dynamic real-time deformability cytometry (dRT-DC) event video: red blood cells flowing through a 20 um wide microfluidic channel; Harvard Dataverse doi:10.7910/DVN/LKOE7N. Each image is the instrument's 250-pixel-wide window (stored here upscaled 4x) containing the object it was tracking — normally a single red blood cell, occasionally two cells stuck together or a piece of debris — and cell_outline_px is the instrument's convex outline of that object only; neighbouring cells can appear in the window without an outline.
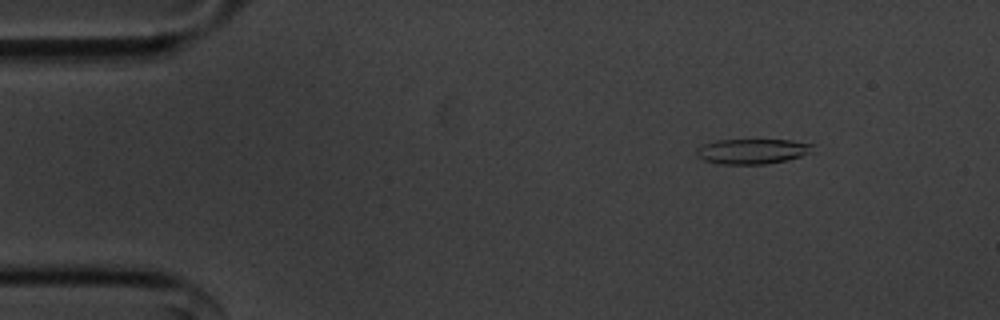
{"species": "common noctule bat (a hibernating species)", "species_latin": "Nyctalus noctula", "temperature_condition": "cold", "stored_images_in_passage": 55, "camera_frame_rate_fps": 3000, "um_per_image_px": 0.085, "animal": {"sex": "male", "body_mass_g": 20.1, "forearm_length_mm": 53.5}, "frame": {"image": 1, "passage_image": 7, "time_ms": 2.0, "image_size_px": [1000, 320], "cell_outline_px": [[816, 144], [812, 152], [788, 160], [764, 164], [720, 164], [704, 160], [696, 156], [696, 148], [704, 144], [716, 140], [792, 140]], "centroid_in_image_um": [63.97, 12.86], "position_along_channel_um": 21.0, "area_um2": 17.17}}
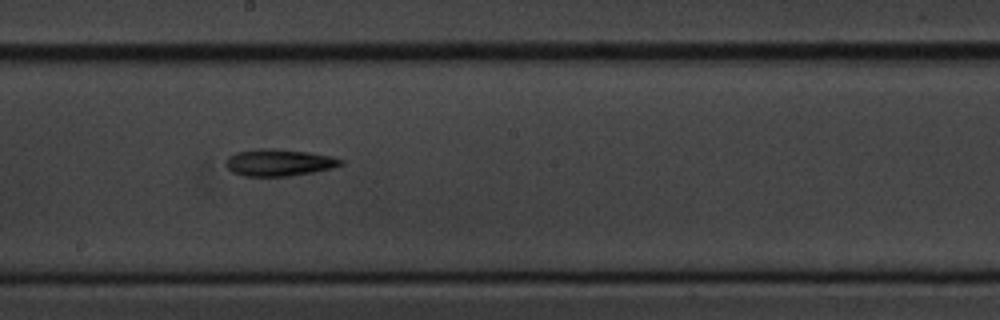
{"frame": {"image": 2, "passage_image": 30, "time_ms": 9.667, "image_size_px": [1000, 320], "cell_outline_px": [[344, 164], [332, 168], [312, 172], [288, 176], [244, 176], [232, 172], [224, 164], [228, 156], [236, 152], [256, 148], [268, 148], [308, 152], [332, 156], [344, 160]], "centroid_in_image_um": [23.69, 13.81], "position_along_channel_um": 224.5, "area_um2": 18.09}}
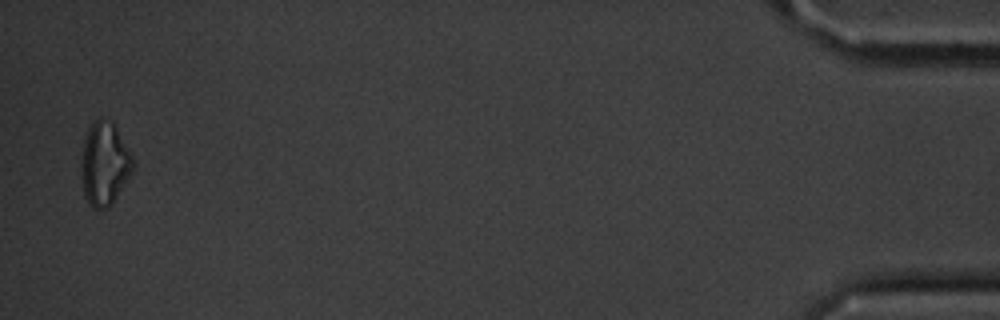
{"frame": {"image": 3, "passage_image": 54, "time_ms": 17.667, "image_size_px": [1000, 320], "cell_outline_px": [[136, 164], [132, 172], [112, 204], [108, 208], [92, 208], [88, 204], [84, 196], [80, 176], [80, 164], [84, 140], [88, 128], [96, 120], [100, 120], [112, 124], [116, 128], [132, 156]], "centroid_in_image_um": [8.86, 14.0], "position_along_channel_um": 426.3, "area_um2": 24.97}, "authors_computed_cell_mechanics": {"area_um2": 18.0336, "velocity_mm_per_s": 3.6305, "shape_relaxation_time_tau1_ms": 8.2253, "shape_relaxation_time_tau2_ms": null, "deformation_change_tau1": 0.1419, "deformation_change_tau2": null}}